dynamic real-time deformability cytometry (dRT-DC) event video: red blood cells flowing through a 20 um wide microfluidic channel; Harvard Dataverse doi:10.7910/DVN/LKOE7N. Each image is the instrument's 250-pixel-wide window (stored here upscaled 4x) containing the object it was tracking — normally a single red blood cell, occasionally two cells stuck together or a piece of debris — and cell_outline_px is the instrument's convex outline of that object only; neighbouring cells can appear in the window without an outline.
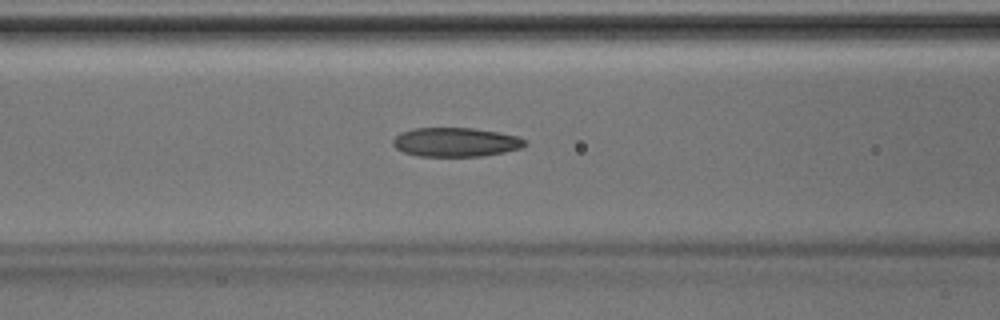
{"species": "Egyptian fruit bat (a non-hibernating species)", "species_latin": "Rousettus aegyptiacus", "temperature_condition": "room temperature", "stored_images_in_passage": 41, "camera_frame_rate_fps": 3000, "um_per_image_px": 0.085, "animal": {"sex": "male"}, "frame": {"image": 1, "passage_image": 18, "time_ms": 5.667, "image_size_px": [1000, 320], "cell_outline_px": [[528, 144], [520, 148], [504, 152], [484, 156], [420, 156], [404, 152], [396, 148], [392, 144], [392, 140], [400, 132], [412, 128], [472, 128], [500, 132], [520, 136], [528, 140]], "centroid_in_image_um": [38.77, 12.07], "position_along_channel_um": 127.8, "area_um2": 22.6}}
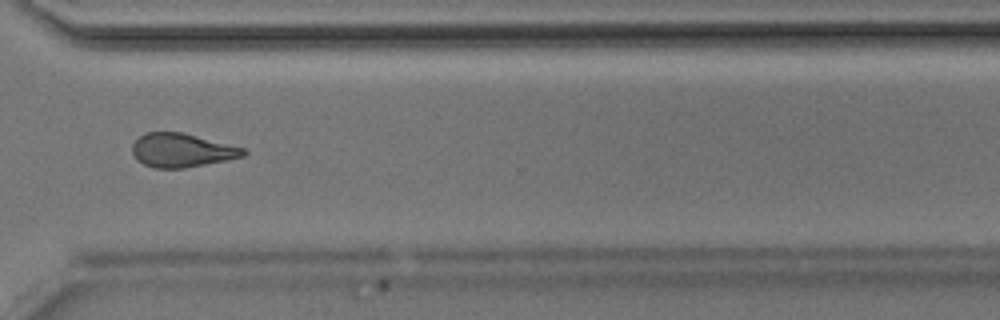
{"frame": {"image": 2, "passage_image": 33, "time_ms": 10.667, "image_size_px": [1000, 320], "cell_outline_px": [[248, 152], [244, 156], [184, 168], [152, 168], [136, 160], [132, 152], [132, 144], [140, 136], [148, 132], [184, 132], [244, 148]], "centroid_in_image_um": [15.43, 12.77], "position_along_channel_um": 355.2, "area_um2": 21.79}}
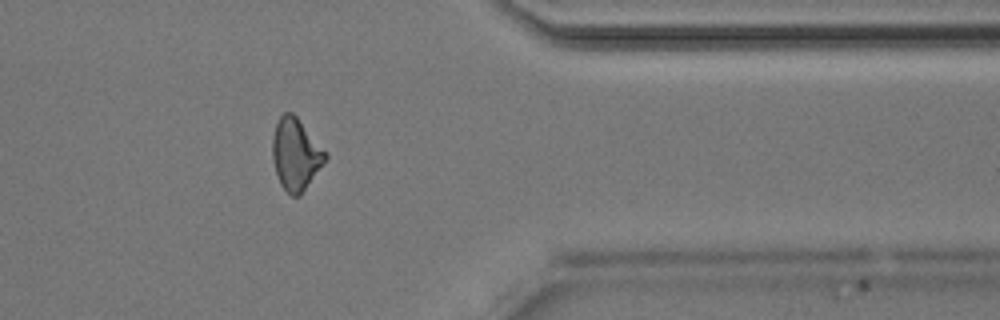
{"frame": {"image": 3, "passage_image": 36, "time_ms": 11.667, "image_size_px": [1000, 320], "cell_outline_px": [[328, 156], [324, 164], [300, 196], [292, 196], [280, 184], [272, 160], [272, 136], [276, 124], [280, 116], [284, 112], [292, 112], [296, 116], [328, 152]], "centroid_in_image_um": [25.15, 13.1], "position_along_channel_um": 386.3, "area_um2": 22.31}}